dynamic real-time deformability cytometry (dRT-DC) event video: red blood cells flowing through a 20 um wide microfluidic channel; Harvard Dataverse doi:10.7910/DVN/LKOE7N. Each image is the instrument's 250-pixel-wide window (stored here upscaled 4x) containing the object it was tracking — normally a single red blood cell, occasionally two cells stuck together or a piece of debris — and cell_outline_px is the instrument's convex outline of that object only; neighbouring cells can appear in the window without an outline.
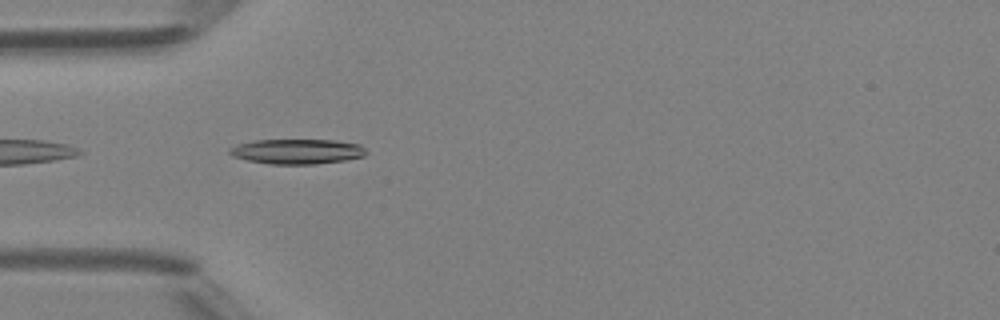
{"species": "Egyptian fruit bat (a non-hibernating species)", "species_latin": "Rousettus aegyptiacus", "temperature_condition": "room temperature", "stored_images_in_passage": 35, "camera_frame_rate_fps": 3000, "um_per_image_px": 0.085, "animal": {"sex": "female"}, "frame": {"image": 1, "passage_image": 2, "time_ms": 0.333, "image_size_px": [1000, 320], "cell_outline_px": [[368, 152], [364, 156], [344, 160], [316, 164], [272, 164], [248, 160], [232, 156], [228, 152], [228, 148], [236, 144], [252, 140], [336, 140], [360, 144]], "centroid_in_image_um": [25.24, 12.86], "position_along_channel_um": 59.8, "area_um2": 20.0}}
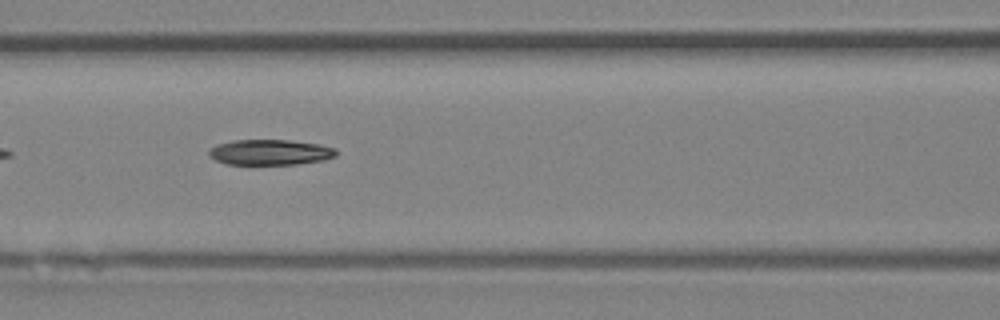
{"frame": {"image": 2, "passage_image": 8, "time_ms": 2.333, "image_size_px": [1000, 320], "cell_outline_px": [[336, 156], [324, 160], [296, 164], [228, 164], [216, 160], [208, 156], [208, 152], [216, 144], [232, 140], [288, 140], [320, 144], [336, 148]], "centroid_in_image_um": [22.96, 12.93], "position_along_channel_um": 143.6, "area_um2": 18.9}}
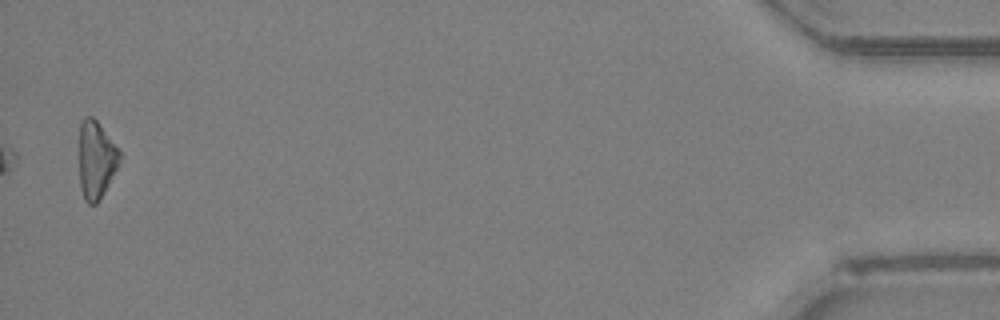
{"frame": {"image": 3, "passage_image": 34, "time_ms": 11.0, "image_size_px": [1000, 320], "cell_outline_px": [[120, 160], [104, 192], [96, 204], [88, 204], [84, 200], [80, 188], [80, 120], [84, 116], [92, 116], [96, 120], [120, 152]], "centroid_in_image_um": [8.14, 13.58], "position_along_channel_um": 427.1, "area_um2": 17.92}, "authors_computed_cell_mechanics": {"area_um2": 19.5364, "velocity_mm_per_s": 4.3379, "shape_relaxation_time_tau1_ms": 7.5317, "shape_relaxation_time_tau2_ms": 4.4609, "deformation_change_tau1": 0.2242, "deformation_change_tau2": 0.1312}}